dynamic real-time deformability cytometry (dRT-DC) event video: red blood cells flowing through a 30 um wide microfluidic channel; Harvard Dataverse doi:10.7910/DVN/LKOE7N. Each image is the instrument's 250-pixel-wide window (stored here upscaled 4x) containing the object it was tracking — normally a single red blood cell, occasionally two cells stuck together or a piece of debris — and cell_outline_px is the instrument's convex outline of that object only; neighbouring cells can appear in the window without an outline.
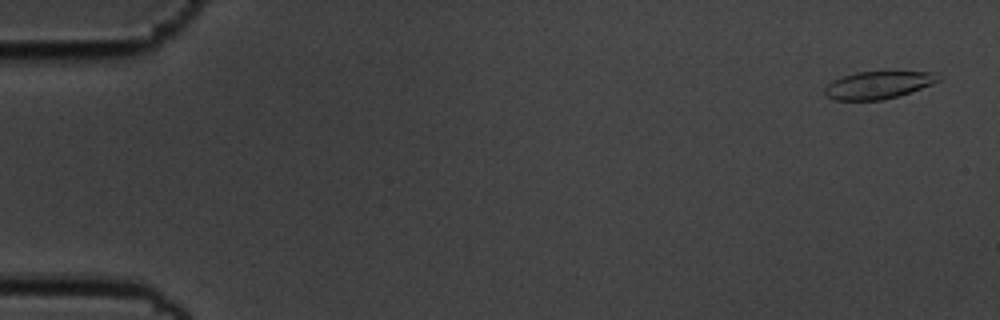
{"species": "common noctule bat (a hibernating species)", "species_latin": "Nyctalus noctula", "temperature_condition": "cold", "stored_images_in_passage": 56, "camera_frame_rate_fps": 3000, "um_per_image_px": 0.085, "animal": {"sex": "male", "body_mass_g": 19.5, "forearm_length_mm": 54.6}, "frame": {"image": 1, "passage_image": 2, "time_ms": 0.333, "image_size_px": [1000, 320], "cell_outline_px": [[940, 80], [932, 84], [884, 100], [832, 100], [824, 96], [824, 88], [832, 80], [856, 72], [936, 72], [940, 76]], "centroid_in_image_um": [74.59, 7.23], "position_along_channel_um": 10.4, "area_um2": 18.09}}
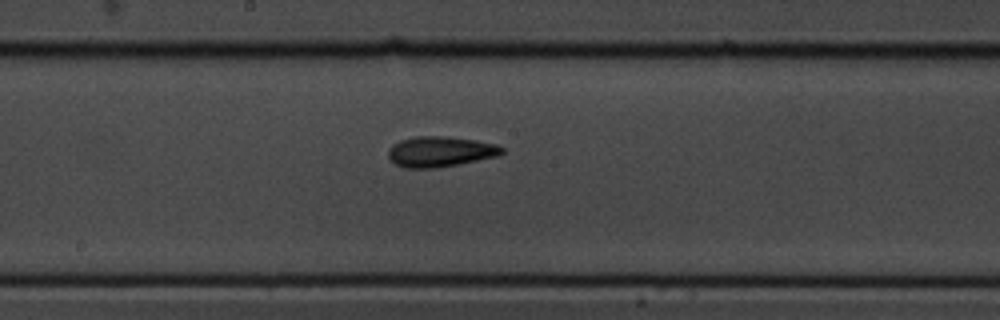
{"frame": {"image": 2, "passage_image": 30, "time_ms": 9.667, "image_size_px": [1000, 320], "cell_outline_px": [[504, 152], [496, 156], [436, 168], [404, 168], [396, 164], [388, 156], [388, 152], [392, 144], [400, 140], [416, 136], [444, 136], [476, 140], [496, 144], [504, 148]], "centroid_in_image_um": [37.4, 12.88], "position_along_channel_um": 210.8, "area_um2": 20.0}}
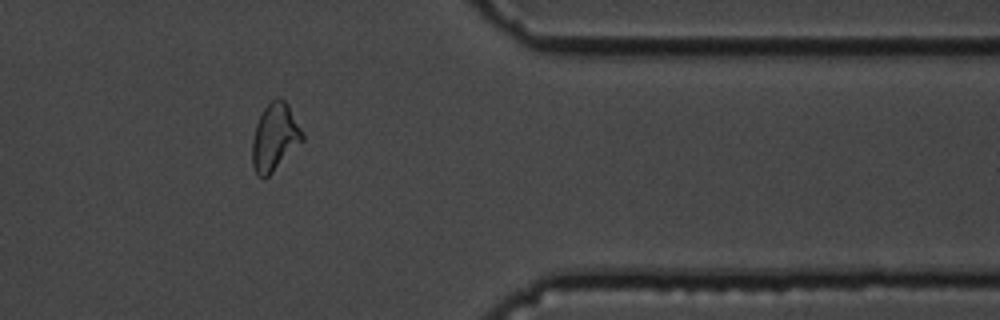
{"frame": {"image": 3, "passage_image": 46, "time_ms": 15.0, "image_size_px": [1000, 320], "cell_outline_px": [[304, 140], [264, 180], [256, 176], [252, 164], [252, 140], [256, 124], [264, 108], [276, 96], [280, 96], [288, 104], [304, 132]], "centroid_in_image_um": [23.36, 11.66], "position_along_channel_um": 388.0, "area_um2": 19.88}, "authors_computed_cell_mechanics": {"area_um2": 19.363, "velocity_mm_per_s": 3.6118, "shape_relaxation_time_tau1_ms": 3.9973, "shape_relaxation_time_tau2_ms": 5.1129, "deformation_change_tau1": 0.143, "deformation_change_tau2": 0.1453}}